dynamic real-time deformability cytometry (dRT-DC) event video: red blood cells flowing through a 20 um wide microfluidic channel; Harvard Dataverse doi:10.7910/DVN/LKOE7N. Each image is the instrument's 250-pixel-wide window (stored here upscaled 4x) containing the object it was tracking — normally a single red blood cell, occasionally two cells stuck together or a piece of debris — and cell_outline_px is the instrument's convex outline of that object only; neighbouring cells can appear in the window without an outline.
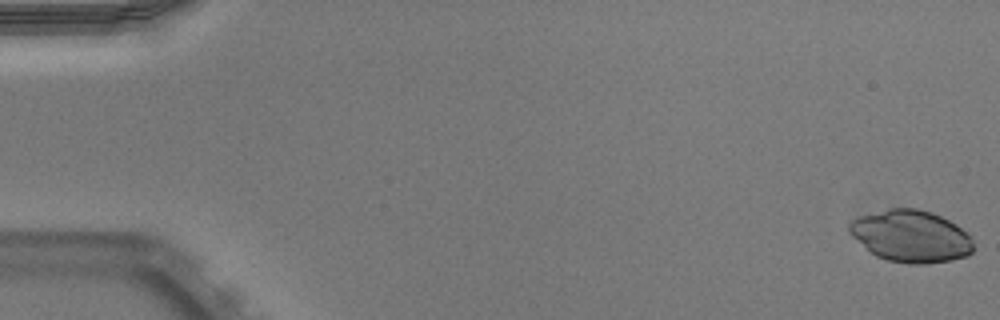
{"species": "Egyptian fruit bat (a non-hibernating species)", "species_latin": "Rousettus aegyptiacus", "temperature_condition": "warm", "stored_images_in_passage": 11, "camera_frame_rate_fps": 3000, "um_per_image_px": 0.085, "animal": {"sex": "male"}, "frame": {"image": 1, "passage_image": 1, "time_ms": 0.0, "image_size_px": [1000, 320], "cell_outline_px": [[972, 252], [968, 256], [948, 260], [924, 264], [908, 264], [888, 260], [876, 256], [852, 236], [848, 232], [848, 224], [852, 220], [860, 216], [888, 208], [916, 208], [932, 212], [956, 224], [972, 240]], "centroid_in_image_um": [77.4, 20.07], "position_along_channel_um": 7.6, "area_um2": 37.34}}